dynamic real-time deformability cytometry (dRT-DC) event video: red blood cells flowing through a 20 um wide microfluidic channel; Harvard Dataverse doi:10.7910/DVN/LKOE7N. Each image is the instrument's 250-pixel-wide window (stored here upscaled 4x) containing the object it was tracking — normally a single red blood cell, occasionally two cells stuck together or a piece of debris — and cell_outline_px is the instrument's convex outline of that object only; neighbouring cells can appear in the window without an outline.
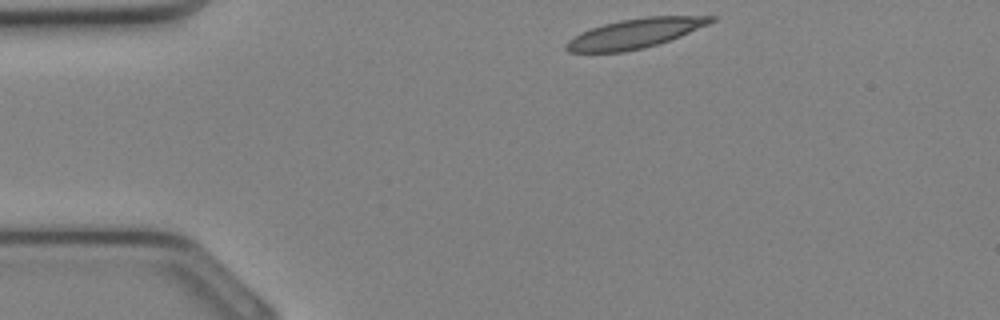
{"species": "Egyptian fruit bat (a non-hibernating species)", "species_latin": "Rousettus aegyptiacus", "temperature_condition": "cold", "stored_images_in_passage": 7, "camera_frame_rate_fps": 3000, "um_per_image_px": 0.085, "animal": {"sex": "female"}, "frame": {"image": 1, "passage_image": 1, "time_ms": 0.0, "image_size_px": [1000, 320], "cell_outline_px": [[716, 20], [708, 24], [680, 36], [656, 44], [624, 52], [568, 52], [564, 48], [564, 44], [568, 40], [580, 32], [604, 24], [620, 20], [648, 16], [716, 16]], "centroid_in_image_um": [53.93, 2.84], "position_along_channel_um": 31.1, "area_um2": 24.62}}
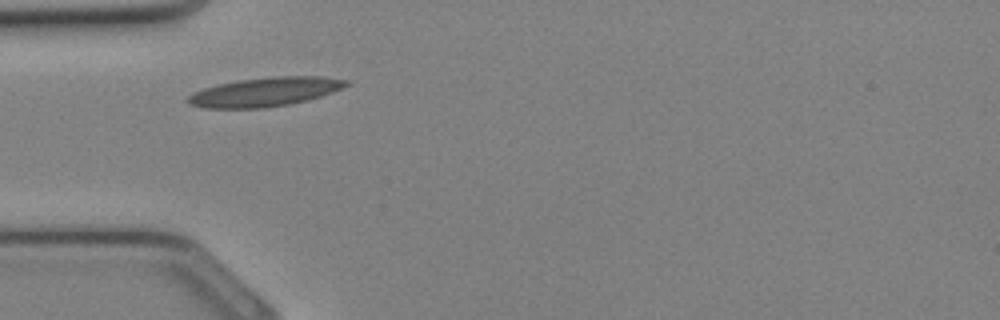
{"frame": {"image": 2, "passage_image": 5, "time_ms": 1.333, "image_size_px": [1000, 320], "cell_outline_px": [[352, 84], [332, 92], [308, 100], [288, 104], [264, 108], [204, 108], [188, 104], [184, 100], [192, 92], [204, 88], [220, 84], [240, 80], [276, 76], [320, 76], [352, 80]], "centroid_in_image_um": [22.54, 7.81], "position_along_channel_um": 62.5, "area_um2": 26.88}}
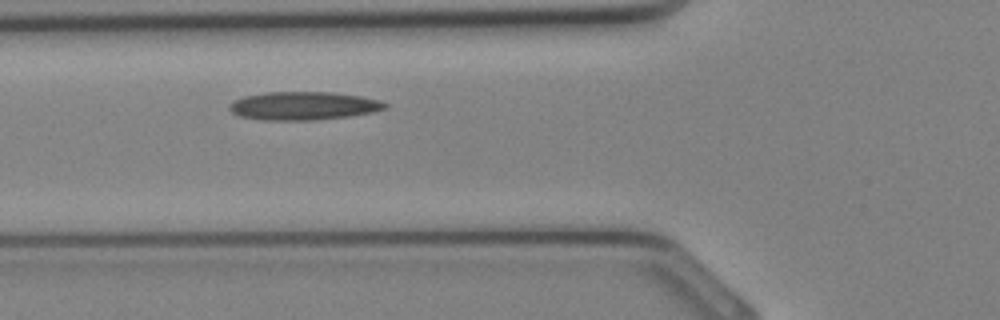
{"frame": {"image": 3, "passage_image": 7, "time_ms": 2.0, "image_size_px": [1000, 320], "cell_outline_px": [[388, 108], [372, 112], [348, 116], [312, 120], [264, 120], [240, 116], [232, 112], [228, 108], [228, 104], [244, 96], [264, 92], [332, 92], [360, 96], [380, 100], [388, 104]], "centroid_in_image_um": [25.79, 8.99], "position_along_channel_um": 100.0, "area_um2": 25.61}}